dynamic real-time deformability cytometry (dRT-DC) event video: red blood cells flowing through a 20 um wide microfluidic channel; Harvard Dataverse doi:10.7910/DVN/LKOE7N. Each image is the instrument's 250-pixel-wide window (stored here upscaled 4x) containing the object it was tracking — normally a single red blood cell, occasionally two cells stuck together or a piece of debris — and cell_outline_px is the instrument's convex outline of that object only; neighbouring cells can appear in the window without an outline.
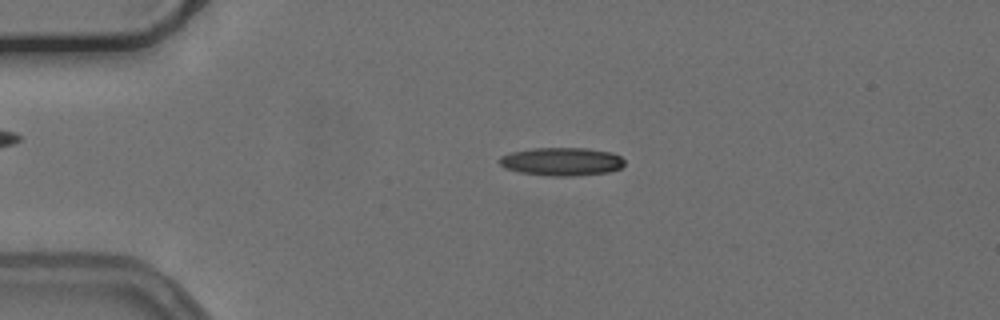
{"species": "common noctule bat (a hibernating species)", "species_latin": "Nyctalus noctula", "temperature_condition": "cold", "stored_images_in_passage": 54, "camera_frame_rate_fps": 3000, "um_per_image_px": 0.085, "animal": {"sex": "female", "body_mass_g": 24.6, "forearm_length_mm": 56.2}, "frame": {"image": 1, "passage_image": 12, "time_ms": 3.667, "image_size_px": [1000, 320], "cell_outline_px": [[624, 164], [620, 168], [608, 172], [580, 176], [548, 176], [520, 172], [504, 168], [500, 164], [500, 156], [512, 152], [532, 148], [584, 148], [612, 152], [620, 156], [624, 160]], "centroid_in_image_um": [47.75, 13.74], "position_along_channel_um": 37.2, "area_um2": 20.63}}
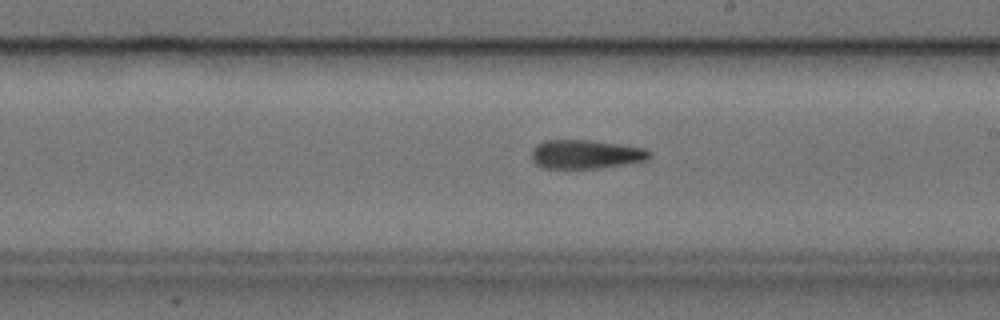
{"frame": {"image": 2, "passage_image": 31, "time_ms": 10.0, "image_size_px": [1000, 320], "cell_outline_px": [[652, 156], [648, 160], [624, 164], [596, 168], [544, 168], [536, 164], [532, 160], [532, 148], [536, 144], [544, 140], [588, 140], [620, 144], [644, 148], [652, 152]], "centroid_in_image_um": [49.79, 13.1], "position_along_channel_um": 239.2, "area_um2": 19.88}}
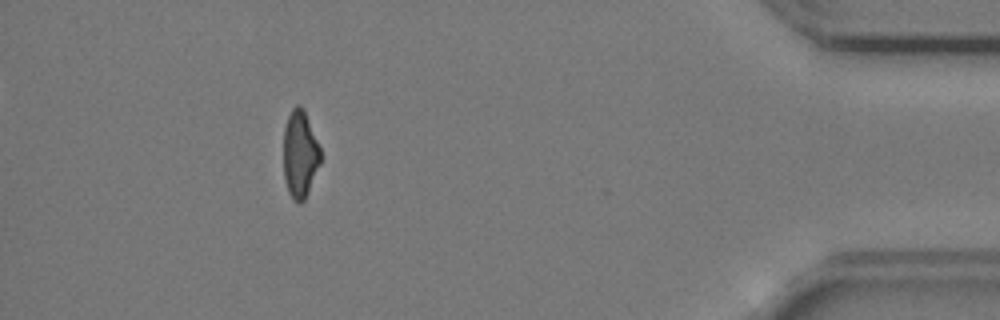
{"frame": {"image": 3, "passage_image": 49, "time_ms": 16.0, "image_size_px": [1000, 320], "cell_outline_px": [[320, 164], [308, 192], [304, 200], [300, 204], [292, 200], [288, 192], [284, 176], [284, 128], [288, 116], [292, 108], [296, 104], [300, 104], [304, 108], [320, 148]], "centroid_in_image_um": [25.49, 13.1], "position_along_channel_um": 409.7, "area_um2": 18.9}, "authors_computed_cell_mechanics": {"area_um2": 19.9988, "velocity_mm_per_s": 3.7822, "shape_relaxation_time_tau1_ms": 8.6405, "shape_relaxation_time_tau2_ms": 8.9842, "deformation_change_tau1": 0.1923, "deformation_change_tau2": 0.2352}}